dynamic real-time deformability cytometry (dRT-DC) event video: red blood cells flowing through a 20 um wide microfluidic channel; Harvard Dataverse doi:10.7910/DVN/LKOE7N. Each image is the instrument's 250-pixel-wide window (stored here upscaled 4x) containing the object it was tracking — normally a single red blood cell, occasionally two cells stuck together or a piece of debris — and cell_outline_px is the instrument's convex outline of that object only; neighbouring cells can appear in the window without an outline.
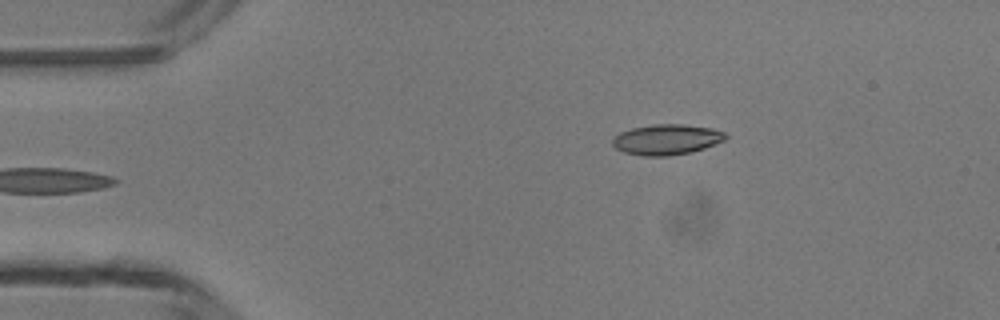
{"species": "common noctule bat (a hibernating species)", "species_latin": "Nyctalus noctula", "temperature_condition": "room temperature", "stored_images_in_passage": 5, "camera_frame_rate_fps": 3000, "um_per_image_px": 0.085, "animal": {"sex": "male", "body_mass_g": 13.3}, "frame": {"image": 1, "passage_image": 5, "time_ms": 4.667, "image_size_px": [1000, 320], "cell_outline_px": [[728, 136], [724, 140], [704, 148], [688, 152], [668, 156], [644, 156], [624, 152], [616, 148], [612, 144], [612, 140], [620, 132], [632, 128], [652, 124], [684, 124], [712, 128], [724, 132]], "centroid_in_image_um": [56.66, 11.85], "position_along_channel_um": 28.3, "area_um2": 19.94}}